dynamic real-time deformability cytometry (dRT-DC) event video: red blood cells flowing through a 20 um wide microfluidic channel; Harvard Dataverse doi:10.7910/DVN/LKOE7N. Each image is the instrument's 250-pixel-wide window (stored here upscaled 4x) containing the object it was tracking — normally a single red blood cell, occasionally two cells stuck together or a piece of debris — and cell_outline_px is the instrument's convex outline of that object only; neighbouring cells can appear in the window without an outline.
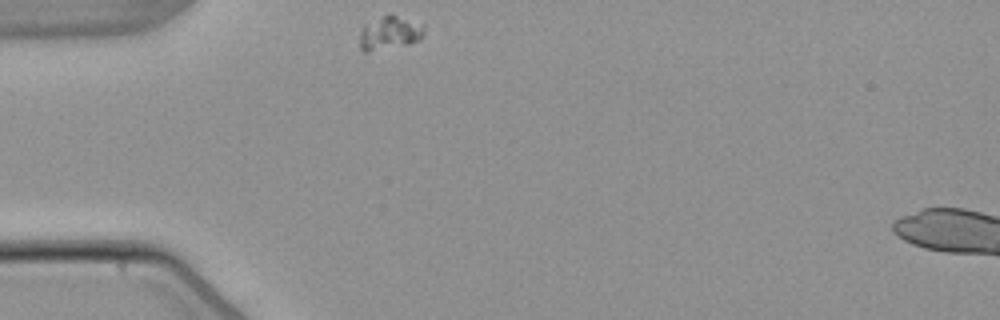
{"species": "common noctule bat (a hibernating species)", "species_latin": "Nyctalus noctula", "temperature_condition": "warm", "stored_images_in_passage": 1, "camera_frame_rate_fps": 3000, "um_per_image_px": 0.085, "animal": {"sex": "male", "body_mass_g": 21.5, "forearm_length_mm": 52.0}, "frame": {"image": 1, "passage_image": 1, "time_ms": 0.0, "image_size_px": [1000, 320], "cell_outline_px": [[424, 36], [420, 40], [408, 44], [368, 52], [364, 52], [360, 48], [360, 28], [364, 24], [388, 12], [392, 12], [424, 24]], "centroid_in_image_um": [33.13, 2.75], "position_along_channel_um": 51.9, "area_um2": 13.18}}